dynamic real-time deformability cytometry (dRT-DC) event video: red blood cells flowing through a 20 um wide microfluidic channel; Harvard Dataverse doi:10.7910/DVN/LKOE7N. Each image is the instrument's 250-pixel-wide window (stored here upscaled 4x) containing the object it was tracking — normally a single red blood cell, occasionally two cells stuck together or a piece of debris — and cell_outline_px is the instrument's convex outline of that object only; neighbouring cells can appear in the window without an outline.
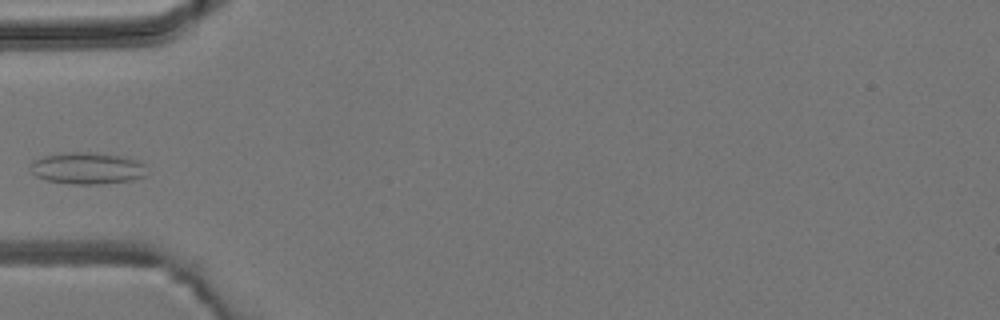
{"species": "common noctule bat (a hibernating species)", "species_latin": "Nyctalus noctula", "temperature_condition": "room temperature", "stored_images_in_passage": 4, "camera_frame_rate_fps": 3000, "um_per_image_px": 0.085, "animal": {"sex": "male", "body_mass_g": 19.2, "forearm_length_mm": 51.8}, "frame": {"image": 1, "passage_image": 4, "time_ms": 3.333, "image_size_px": [1000, 320], "cell_outline_px": [[144, 176], [132, 180], [96, 184], [72, 184], [48, 180], [36, 176], [28, 168], [28, 164], [44, 156], [72, 152], [96, 152], [120, 156], [144, 164]], "centroid_in_image_um": [7.36, 14.3], "position_along_channel_um": 77.6, "area_um2": 21.15}}